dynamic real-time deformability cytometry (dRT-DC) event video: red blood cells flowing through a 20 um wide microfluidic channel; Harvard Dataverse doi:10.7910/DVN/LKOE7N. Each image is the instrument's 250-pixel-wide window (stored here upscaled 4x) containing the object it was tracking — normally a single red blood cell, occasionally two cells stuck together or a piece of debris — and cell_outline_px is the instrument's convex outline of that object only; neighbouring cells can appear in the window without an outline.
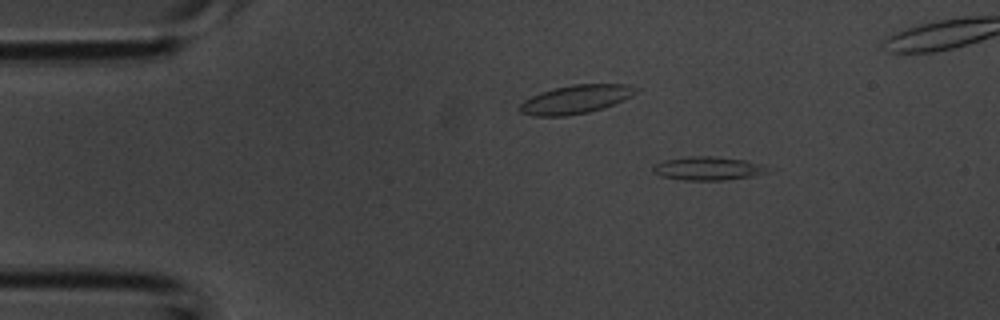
{"species": "common noctule bat (a hibernating species)", "species_latin": "Nyctalus noctula", "temperature_condition": "room temperature", "stored_images_in_passage": 43, "camera_frame_rate_fps": 3000, "um_per_image_px": 0.085, "animal": {"sex": "male", "body_mass_g": 20.1, "forearm_length_mm": 53.5}, "frame": {"image": 1, "passage_image": 6, "time_ms": 1.667, "image_size_px": [1000, 320], "cell_outline_px": [[768, 172], [752, 176], [724, 180], [684, 180], [660, 176], [652, 172], [652, 164], [664, 160], [688, 156], [712, 156], [744, 160], [760, 164]], "centroid_in_image_um": [60.06, 14.31], "position_along_channel_um": 24.9, "area_um2": 15.61}}
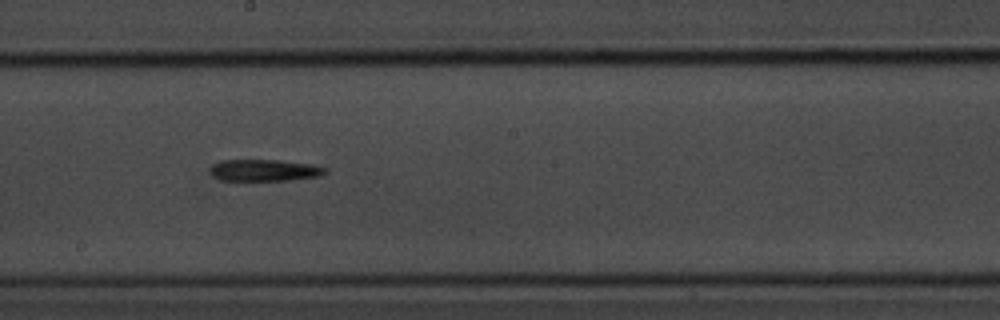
{"frame": {"image": 2, "passage_image": 23, "time_ms": 7.333, "image_size_px": [1000, 320], "cell_outline_px": [[328, 172], [320, 176], [288, 180], [220, 180], [208, 168], [212, 164], [220, 160], [280, 160], [312, 164], [328, 168]], "centroid_in_image_um": [22.52, 14.46], "position_along_channel_um": 225.7, "area_um2": 14.57}}
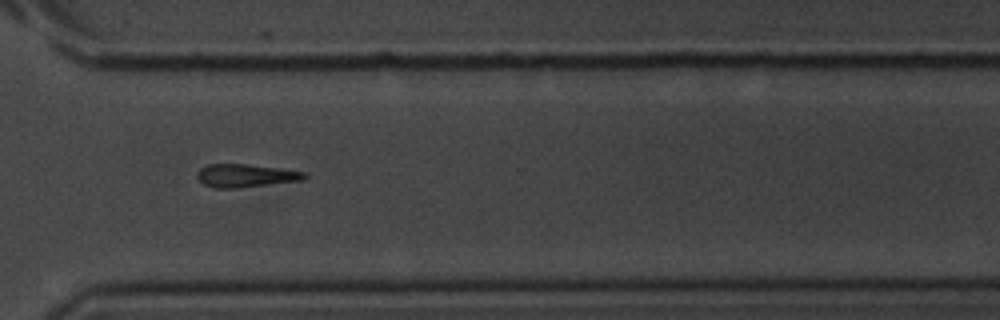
{"frame": {"image": 3, "passage_image": 31, "time_ms": 10.0, "image_size_px": [1000, 320], "cell_outline_px": [[308, 176], [304, 180], [236, 188], [216, 188], [204, 184], [196, 176], [196, 172], [200, 168], [208, 164], [244, 164], [308, 172]], "centroid_in_image_um": [20.89, 14.93], "position_along_channel_um": 349.7, "area_um2": 14.39}}